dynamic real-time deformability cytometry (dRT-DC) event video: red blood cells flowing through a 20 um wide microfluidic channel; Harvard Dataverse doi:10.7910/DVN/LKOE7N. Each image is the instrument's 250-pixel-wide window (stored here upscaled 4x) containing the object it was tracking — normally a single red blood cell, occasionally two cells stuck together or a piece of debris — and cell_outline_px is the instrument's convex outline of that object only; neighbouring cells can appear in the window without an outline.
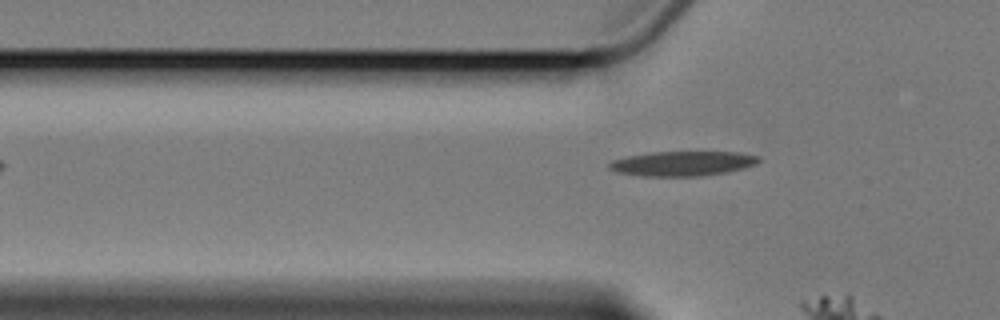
{"species": "Egyptian fruit bat (a non-hibernating species)", "species_latin": "Rousettus aegyptiacus", "temperature_condition": "cold", "stored_images_in_passage": 4, "camera_frame_rate_fps": 3000, "um_per_image_px": 0.085, "animal": {"sex": "female"}, "frame": {"image": 1, "passage_image": 4, "time_ms": 3.333, "image_size_px": [1000, 320], "cell_outline_px": [[760, 160], [756, 164], [744, 168], [724, 172], [700, 176], [640, 176], [616, 172], [608, 168], [608, 164], [612, 160], [628, 156], [652, 152], [740, 152], [760, 156]], "centroid_in_image_um": [58.01, 13.9], "position_along_channel_um": 67.8, "area_um2": 21.56}}